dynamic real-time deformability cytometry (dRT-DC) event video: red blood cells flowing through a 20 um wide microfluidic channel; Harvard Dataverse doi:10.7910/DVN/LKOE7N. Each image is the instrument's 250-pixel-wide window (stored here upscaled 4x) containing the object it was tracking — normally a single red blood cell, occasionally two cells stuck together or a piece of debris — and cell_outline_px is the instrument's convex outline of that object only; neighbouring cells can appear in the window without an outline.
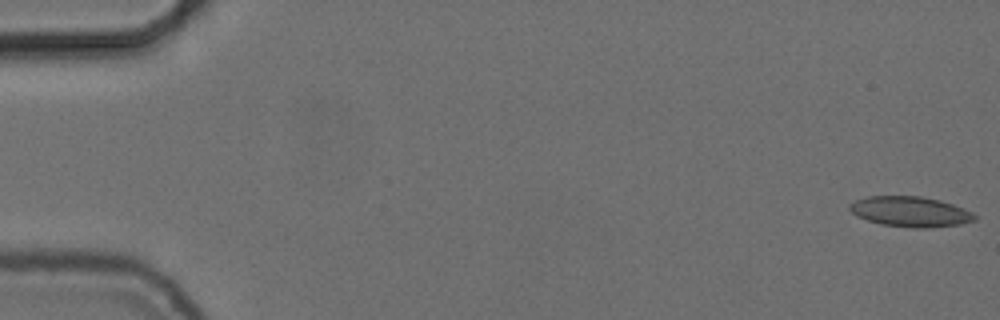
{"species": "common noctule bat (a hibernating species)", "species_latin": "Nyctalus noctula", "temperature_condition": "cold", "stored_images_in_passage": 55, "camera_frame_rate_fps": 3000, "um_per_image_px": 0.085, "animal": {"sex": "female", "body_mass_g": 24.6, "forearm_length_mm": 56.2}, "frame": {"image": 1, "passage_image": 1, "time_ms": 0.0, "image_size_px": [1000, 320], "cell_outline_px": [[976, 220], [960, 224], [928, 228], [912, 228], [880, 224], [856, 216], [848, 208], [848, 204], [856, 200], [868, 196], [920, 196], [940, 200], [964, 208], [972, 212], [976, 216]], "centroid_in_image_um": [77.37, 17.99], "position_along_channel_um": 7.6, "area_um2": 22.14}}
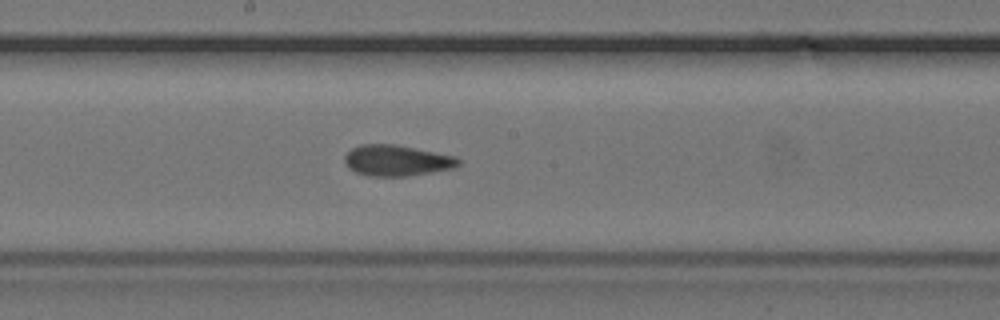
{"frame": {"image": 2, "passage_image": 30, "time_ms": 9.667, "image_size_px": [1000, 320], "cell_outline_px": [[460, 164], [456, 168], [408, 176], [368, 176], [356, 172], [348, 168], [344, 160], [344, 156], [352, 148], [360, 144], [392, 144], [456, 156], [460, 160]], "centroid_in_image_um": [33.73, 13.65], "position_along_channel_um": 214.5, "area_um2": 20.52}}
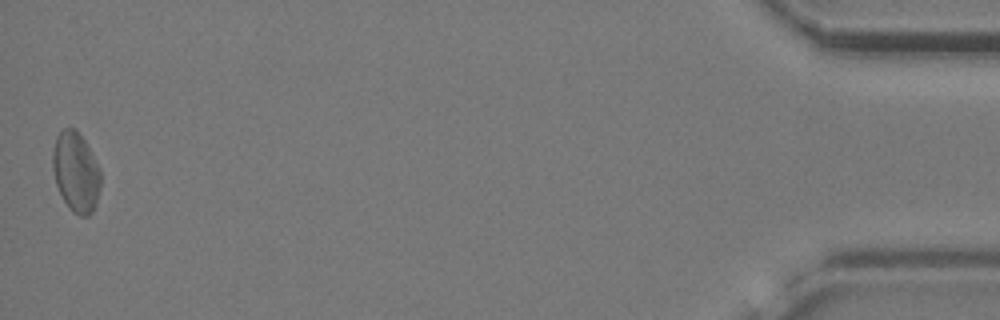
{"frame": {"image": 3, "passage_image": 55, "time_ms": 18.0, "image_size_px": [1000, 320], "cell_outline_px": [[100, 188], [96, 204], [92, 212], [88, 216], [80, 216], [72, 212], [68, 208], [56, 184], [52, 168], [52, 148], [56, 136], [64, 128], [76, 128], [84, 140], [100, 168]], "centroid_in_image_um": [6.44, 14.62], "position_along_channel_um": 428.8, "area_um2": 22.48}, "authors_computed_cell_mechanics": {"area_um2": 21.1548, "velocity_mm_per_s": 3.7067, "shape_relaxation_time_tau1_ms": null, "shape_relaxation_time_tau2_ms": 2.1417, "deformation_change_tau1": null, "deformation_change_tau2": 0.0844}}